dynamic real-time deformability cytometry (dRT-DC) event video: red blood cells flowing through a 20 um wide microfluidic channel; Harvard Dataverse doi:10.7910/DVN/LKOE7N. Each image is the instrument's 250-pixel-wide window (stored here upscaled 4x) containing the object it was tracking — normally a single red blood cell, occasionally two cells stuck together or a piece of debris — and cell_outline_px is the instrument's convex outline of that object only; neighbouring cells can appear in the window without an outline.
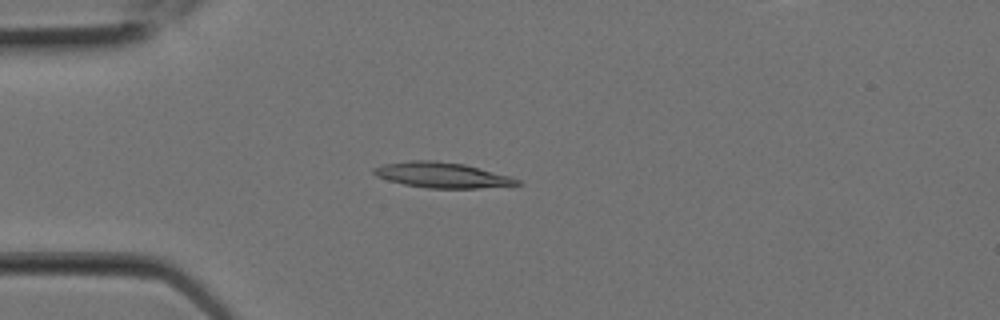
{"species": "Egyptian fruit bat (a non-hibernating species)", "species_latin": "Rousettus aegyptiacus", "temperature_condition": "room temperature", "stored_images_in_passage": 7, "camera_frame_rate_fps": 3000, "um_per_image_px": 0.085, "animal": {"sex": "female"}, "frame": {"image": 1, "passage_image": 5, "time_ms": 1.333, "image_size_px": [1000, 320], "cell_outline_px": [[524, 184], [480, 188], [428, 188], [404, 184], [388, 180], [376, 176], [372, 172], [372, 168], [384, 164], [412, 160], [436, 160], [464, 164], [508, 176], [520, 180]], "centroid_in_image_um": [37.55, 14.88], "position_along_channel_um": 47.4, "area_um2": 21.1}}
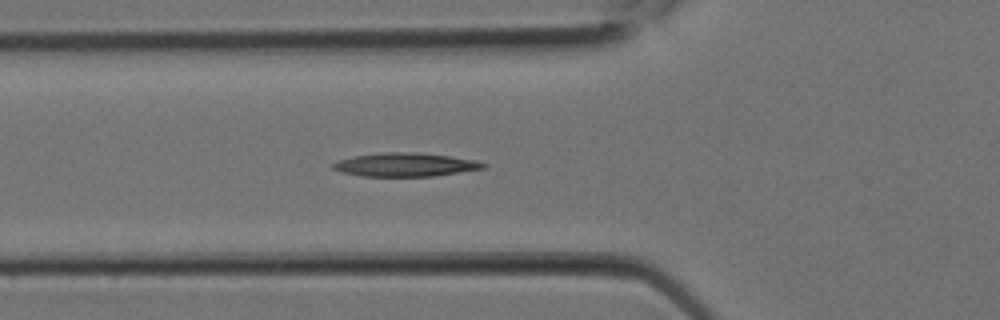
{"frame": {"image": 2, "passage_image": 7, "time_ms": 2.0, "image_size_px": [1000, 320], "cell_outline_px": [[488, 168], [432, 176], [364, 176], [340, 172], [332, 168], [332, 164], [340, 160], [352, 156], [384, 152], [416, 152], [448, 156], [476, 160], [488, 164]], "centroid_in_image_um": [34.48, 14.0], "position_along_channel_um": 91.3, "area_um2": 20.63}}